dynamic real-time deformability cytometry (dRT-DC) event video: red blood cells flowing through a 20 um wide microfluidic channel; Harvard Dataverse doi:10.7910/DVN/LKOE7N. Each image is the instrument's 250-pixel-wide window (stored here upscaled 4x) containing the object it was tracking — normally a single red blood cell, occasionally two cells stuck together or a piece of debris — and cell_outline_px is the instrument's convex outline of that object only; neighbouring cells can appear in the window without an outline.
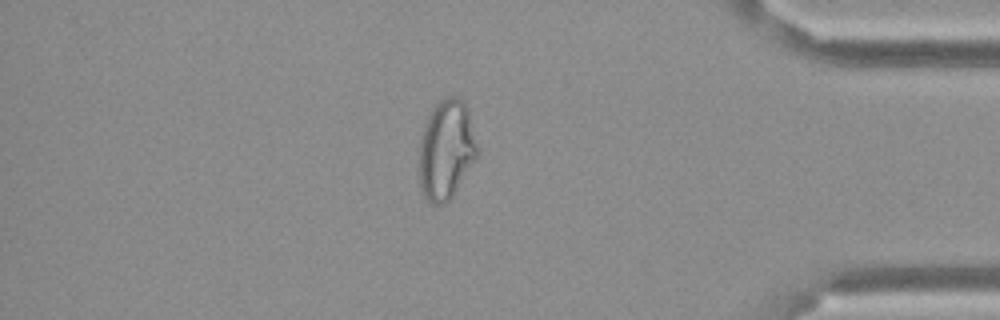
{"species": "Egyptian fruit bat (a non-hibernating species)", "species_latin": "Rousettus aegyptiacus", "temperature_condition": "cold", "stored_images_in_passage": 54, "camera_frame_rate_fps": 3000, "um_per_image_px": 0.085, "frame": {"image": 1, "passage_image": 46, "time_ms": 15.0, "image_size_px": [1000, 320], "cell_outline_px": [[476, 156], [452, 196], [444, 204], [432, 204], [424, 196], [420, 184], [420, 140], [424, 124], [432, 108], [440, 100], [448, 96], [460, 96], [464, 100], [468, 112], [476, 144]], "centroid_in_image_um": [37.9, 12.69], "position_along_channel_um": 397.3, "area_um2": 33.0}}